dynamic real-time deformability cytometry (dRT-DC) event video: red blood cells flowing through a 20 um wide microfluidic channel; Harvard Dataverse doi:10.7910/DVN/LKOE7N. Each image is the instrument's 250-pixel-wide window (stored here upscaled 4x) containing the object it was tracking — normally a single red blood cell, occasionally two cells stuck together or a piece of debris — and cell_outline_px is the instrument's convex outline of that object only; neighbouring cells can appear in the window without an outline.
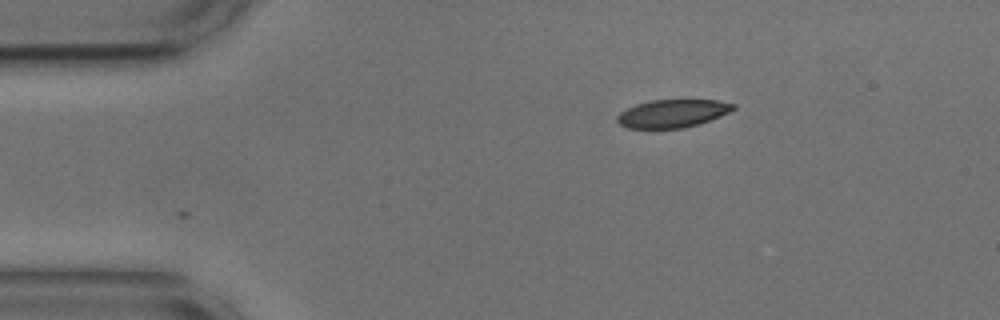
{"species": "common noctule bat (a hibernating species)", "species_latin": "Nyctalus noctula", "temperature_condition": "cold", "stored_images_in_passage": 35, "camera_frame_rate_fps": 3000, "um_per_image_px": 0.085, "animal": {"sex": "male", "body_mass_g": 17.9, "forearm_length_mm": 54.2}, "frame": {"image": 1, "passage_image": 1, "time_ms": 0.0, "image_size_px": [1000, 320], "cell_outline_px": [[736, 108], [720, 116], [684, 128], [628, 128], [620, 124], [616, 120], [616, 116], [620, 112], [636, 104], [652, 100], [716, 100], [736, 104]], "centroid_in_image_um": [57.15, 9.64], "position_along_channel_um": 27.9, "area_um2": 18.73}}
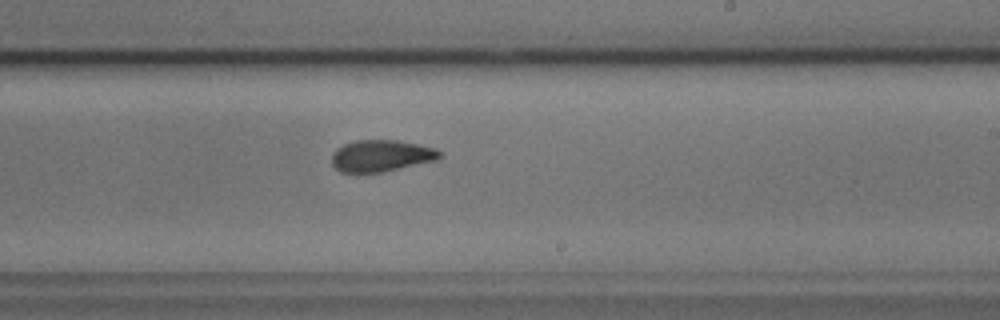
{"frame": {"image": 2, "passage_image": 24, "time_ms": 7.667, "image_size_px": [1000, 320], "cell_outline_px": [[444, 156], [440, 160], [384, 172], [340, 172], [332, 164], [332, 152], [336, 148], [344, 144], [356, 140], [396, 140], [436, 148], [444, 152]], "centroid_in_image_um": [32.47, 13.24], "position_along_channel_um": 256.5, "area_um2": 20.29}}
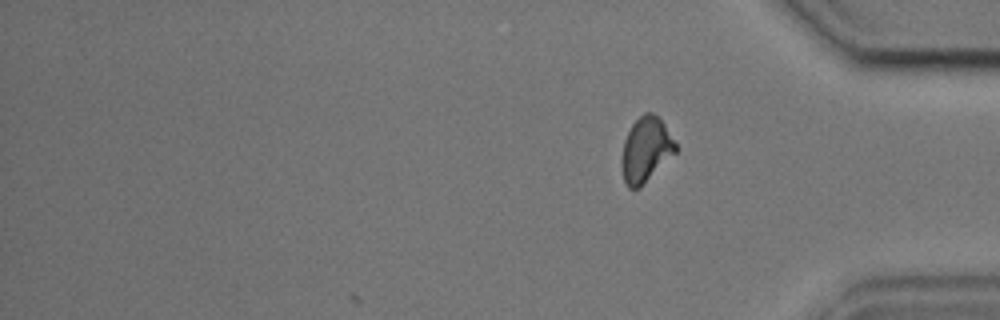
{"frame": {"image": 3, "passage_image": 35, "time_ms": 11.333, "image_size_px": [1000, 320], "cell_outline_px": [[680, 148], [640, 188], [628, 188], [624, 180], [624, 140], [632, 124], [644, 112], [652, 112], [664, 124]], "centroid_in_image_um": [54.96, 12.71], "position_along_channel_um": 380.2, "area_um2": 19.88}, "authors_computed_cell_mechanics": {"area_um2": 20.3456, "velocity_mm_per_s": 3.6473, "shape_relaxation_time_tau1_ms": 4.3932, "shape_relaxation_time_tau2_ms": 2.0311, "deformation_change_tau1": 0.1763, "deformation_change_tau2": 0.0793}}